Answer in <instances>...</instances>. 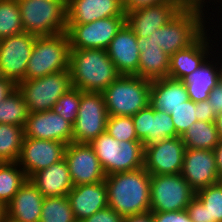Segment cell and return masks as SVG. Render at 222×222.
I'll list each match as a JSON object with an SVG mask.
<instances>
[{"label": "cell", "instance_id": "6da1fadb", "mask_svg": "<svg viewBox=\"0 0 222 222\" xmlns=\"http://www.w3.org/2000/svg\"><path fill=\"white\" fill-rule=\"evenodd\" d=\"M150 178L144 167L106 175L108 207L123 217L150 212Z\"/></svg>", "mask_w": 222, "mask_h": 222}, {"label": "cell", "instance_id": "7a4b0ae2", "mask_svg": "<svg viewBox=\"0 0 222 222\" xmlns=\"http://www.w3.org/2000/svg\"><path fill=\"white\" fill-rule=\"evenodd\" d=\"M72 86L84 92H103L119 76L106 49H70Z\"/></svg>", "mask_w": 222, "mask_h": 222}, {"label": "cell", "instance_id": "3957f363", "mask_svg": "<svg viewBox=\"0 0 222 222\" xmlns=\"http://www.w3.org/2000/svg\"><path fill=\"white\" fill-rule=\"evenodd\" d=\"M204 13L196 8H183L148 37L171 57L178 50L189 47L206 31Z\"/></svg>", "mask_w": 222, "mask_h": 222}, {"label": "cell", "instance_id": "277c9868", "mask_svg": "<svg viewBox=\"0 0 222 222\" xmlns=\"http://www.w3.org/2000/svg\"><path fill=\"white\" fill-rule=\"evenodd\" d=\"M151 80L120 75L102 93L108 116H134L150 101Z\"/></svg>", "mask_w": 222, "mask_h": 222}, {"label": "cell", "instance_id": "5b68a950", "mask_svg": "<svg viewBox=\"0 0 222 222\" xmlns=\"http://www.w3.org/2000/svg\"><path fill=\"white\" fill-rule=\"evenodd\" d=\"M90 145L105 175L134 171L144 167V146L141 141L119 142L105 131Z\"/></svg>", "mask_w": 222, "mask_h": 222}, {"label": "cell", "instance_id": "8992f818", "mask_svg": "<svg viewBox=\"0 0 222 222\" xmlns=\"http://www.w3.org/2000/svg\"><path fill=\"white\" fill-rule=\"evenodd\" d=\"M24 32L51 36L67 32L66 0H17Z\"/></svg>", "mask_w": 222, "mask_h": 222}, {"label": "cell", "instance_id": "52a82bcc", "mask_svg": "<svg viewBox=\"0 0 222 222\" xmlns=\"http://www.w3.org/2000/svg\"><path fill=\"white\" fill-rule=\"evenodd\" d=\"M70 42L66 32L37 36L25 74V80L44 77L69 69Z\"/></svg>", "mask_w": 222, "mask_h": 222}, {"label": "cell", "instance_id": "ba28073f", "mask_svg": "<svg viewBox=\"0 0 222 222\" xmlns=\"http://www.w3.org/2000/svg\"><path fill=\"white\" fill-rule=\"evenodd\" d=\"M72 87L69 70L22 80L17 84L30 113L51 110L57 100Z\"/></svg>", "mask_w": 222, "mask_h": 222}, {"label": "cell", "instance_id": "9c48e42d", "mask_svg": "<svg viewBox=\"0 0 222 222\" xmlns=\"http://www.w3.org/2000/svg\"><path fill=\"white\" fill-rule=\"evenodd\" d=\"M195 195L181 174L151 175L150 212L185 210Z\"/></svg>", "mask_w": 222, "mask_h": 222}, {"label": "cell", "instance_id": "30bf717a", "mask_svg": "<svg viewBox=\"0 0 222 222\" xmlns=\"http://www.w3.org/2000/svg\"><path fill=\"white\" fill-rule=\"evenodd\" d=\"M107 119L103 93L81 91V101L73 124V142L90 144L106 131Z\"/></svg>", "mask_w": 222, "mask_h": 222}, {"label": "cell", "instance_id": "8fae6325", "mask_svg": "<svg viewBox=\"0 0 222 222\" xmlns=\"http://www.w3.org/2000/svg\"><path fill=\"white\" fill-rule=\"evenodd\" d=\"M126 23V17H109L86 24H67L70 49H107Z\"/></svg>", "mask_w": 222, "mask_h": 222}, {"label": "cell", "instance_id": "7c38bea8", "mask_svg": "<svg viewBox=\"0 0 222 222\" xmlns=\"http://www.w3.org/2000/svg\"><path fill=\"white\" fill-rule=\"evenodd\" d=\"M36 35L23 32L0 39V70L4 78L16 85L25 80Z\"/></svg>", "mask_w": 222, "mask_h": 222}, {"label": "cell", "instance_id": "4fadbf2b", "mask_svg": "<svg viewBox=\"0 0 222 222\" xmlns=\"http://www.w3.org/2000/svg\"><path fill=\"white\" fill-rule=\"evenodd\" d=\"M186 146L181 137L163 139L144 146V168L151 175L180 174Z\"/></svg>", "mask_w": 222, "mask_h": 222}, {"label": "cell", "instance_id": "5bb4252c", "mask_svg": "<svg viewBox=\"0 0 222 222\" xmlns=\"http://www.w3.org/2000/svg\"><path fill=\"white\" fill-rule=\"evenodd\" d=\"M66 144L60 141L24 137L17 161L28 179L64 158Z\"/></svg>", "mask_w": 222, "mask_h": 222}, {"label": "cell", "instance_id": "9a60e30c", "mask_svg": "<svg viewBox=\"0 0 222 222\" xmlns=\"http://www.w3.org/2000/svg\"><path fill=\"white\" fill-rule=\"evenodd\" d=\"M64 158L74 186L105 180V173L90 144L72 142L66 145Z\"/></svg>", "mask_w": 222, "mask_h": 222}, {"label": "cell", "instance_id": "2e32d148", "mask_svg": "<svg viewBox=\"0 0 222 222\" xmlns=\"http://www.w3.org/2000/svg\"><path fill=\"white\" fill-rule=\"evenodd\" d=\"M183 7L179 0H168L159 4L141 7L126 12V24L137 37L153 34L155 30L163 27L176 16Z\"/></svg>", "mask_w": 222, "mask_h": 222}, {"label": "cell", "instance_id": "e0dca14e", "mask_svg": "<svg viewBox=\"0 0 222 222\" xmlns=\"http://www.w3.org/2000/svg\"><path fill=\"white\" fill-rule=\"evenodd\" d=\"M195 190L220 182L213 150L186 148L180 173Z\"/></svg>", "mask_w": 222, "mask_h": 222}, {"label": "cell", "instance_id": "ac0fdd59", "mask_svg": "<svg viewBox=\"0 0 222 222\" xmlns=\"http://www.w3.org/2000/svg\"><path fill=\"white\" fill-rule=\"evenodd\" d=\"M23 128L25 137L73 142V124L52 110L30 113Z\"/></svg>", "mask_w": 222, "mask_h": 222}, {"label": "cell", "instance_id": "d6986e66", "mask_svg": "<svg viewBox=\"0 0 222 222\" xmlns=\"http://www.w3.org/2000/svg\"><path fill=\"white\" fill-rule=\"evenodd\" d=\"M132 121L136 136L143 146L163 139L179 137L171 115L165 111L153 109L150 104L132 116Z\"/></svg>", "mask_w": 222, "mask_h": 222}, {"label": "cell", "instance_id": "ffe728a7", "mask_svg": "<svg viewBox=\"0 0 222 222\" xmlns=\"http://www.w3.org/2000/svg\"><path fill=\"white\" fill-rule=\"evenodd\" d=\"M67 24H86L109 17H126L123 0H66Z\"/></svg>", "mask_w": 222, "mask_h": 222}, {"label": "cell", "instance_id": "44dd1931", "mask_svg": "<svg viewBox=\"0 0 222 222\" xmlns=\"http://www.w3.org/2000/svg\"><path fill=\"white\" fill-rule=\"evenodd\" d=\"M106 50L120 75H137L140 50L136 34L126 23Z\"/></svg>", "mask_w": 222, "mask_h": 222}, {"label": "cell", "instance_id": "7402d4cb", "mask_svg": "<svg viewBox=\"0 0 222 222\" xmlns=\"http://www.w3.org/2000/svg\"><path fill=\"white\" fill-rule=\"evenodd\" d=\"M207 31L208 29L189 47L178 50L170 57L169 78L183 81L198 69L208 57L213 60L209 54L210 51L213 52L211 49L213 45L210 43V37H207L209 35Z\"/></svg>", "mask_w": 222, "mask_h": 222}, {"label": "cell", "instance_id": "603a6c76", "mask_svg": "<svg viewBox=\"0 0 222 222\" xmlns=\"http://www.w3.org/2000/svg\"><path fill=\"white\" fill-rule=\"evenodd\" d=\"M67 197L77 222L108 207L105 181L74 186Z\"/></svg>", "mask_w": 222, "mask_h": 222}, {"label": "cell", "instance_id": "cb8c5ba5", "mask_svg": "<svg viewBox=\"0 0 222 222\" xmlns=\"http://www.w3.org/2000/svg\"><path fill=\"white\" fill-rule=\"evenodd\" d=\"M44 197L30 179L6 206L7 217L17 222H39Z\"/></svg>", "mask_w": 222, "mask_h": 222}, {"label": "cell", "instance_id": "d4e9b609", "mask_svg": "<svg viewBox=\"0 0 222 222\" xmlns=\"http://www.w3.org/2000/svg\"><path fill=\"white\" fill-rule=\"evenodd\" d=\"M186 211L193 222H222V183L196 191Z\"/></svg>", "mask_w": 222, "mask_h": 222}, {"label": "cell", "instance_id": "484cf974", "mask_svg": "<svg viewBox=\"0 0 222 222\" xmlns=\"http://www.w3.org/2000/svg\"><path fill=\"white\" fill-rule=\"evenodd\" d=\"M30 180L43 197L67 196L74 187L65 158L46 169L36 172Z\"/></svg>", "mask_w": 222, "mask_h": 222}, {"label": "cell", "instance_id": "4316f807", "mask_svg": "<svg viewBox=\"0 0 222 222\" xmlns=\"http://www.w3.org/2000/svg\"><path fill=\"white\" fill-rule=\"evenodd\" d=\"M187 100L189 95L182 80L169 77L151 80L149 104L153 109L170 114Z\"/></svg>", "mask_w": 222, "mask_h": 222}, {"label": "cell", "instance_id": "83f0119b", "mask_svg": "<svg viewBox=\"0 0 222 222\" xmlns=\"http://www.w3.org/2000/svg\"><path fill=\"white\" fill-rule=\"evenodd\" d=\"M140 50L138 73L136 76L149 80L168 77L170 56L149 38L137 37Z\"/></svg>", "mask_w": 222, "mask_h": 222}, {"label": "cell", "instance_id": "f1b7e54d", "mask_svg": "<svg viewBox=\"0 0 222 222\" xmlns=\"http://www.w3.org/2000/svg\"><path fill=\"white\" fill-rule=\"evenodd\" d=\"M208 59L183 80L189 99L194 103L207 100L211 90L220 82L219 61L215 63L214 60L210 62Z\"/></svg>", "mask_w": 222, "mask_h": 222}, {"label": "cell", "instance_id": "f546056e", "mask_svg": "<svg viewBox=\"0 0 222 222\" xmlns=\"http://www.w3.org/2000/svg\"><path fill=\"white\" fill-rule=\"evenodd\" d=\"M186 148L213 150L220 137L215 122L196 121L181 137Z\"/></svg>", "mask_w": 222, "mask_h": 222}, {"label": "cell", "instance_id": "4dcf8cb0", "mask_svg": "<svg viewBox=\"0 0 222 222\" xmlns=\"http://www.w3.org/2000/svg\"><path fill=\"white\" fill-rule=\"evenodd\" d=\"M27 179L17 162H0V202L7 206Z\"/></svg>", "mask_w": 222, "mask_h": 222}, {"label": "cell", "instance_id": "1f68e13d", "mask_svg": "<svg viewBox=\"0 0 222 222\" xmlns=\"http://www.w3.org/2000/svg\"><path fill=\"white\" fill-rule=\"evenodd\" d=\"M24 128L0 123V162H17L24 140Z\"/></svg>", "mask_w": 222, "mask_h": 222}, {"label": "cell", "instance_id": "d6a6232c", "mask_svg": "<svg viewBox=\"0 0 222 222\" xmlns=\"http://www.w3.org/2000/svg\"><path fill=\"white\" fill-rule=\"evenodd\" d=\"M29 114L24 97L17 88L0 102V123L24 127Z\"/></svg>", "mask_w": 222, "mask_h": 222}, {"label": "cell", "instance_id": "836d02e7", "mask_svg": "<svg viewBox=\"0 0 222 222\" xmlns=\"http://www.w3.org/2000/svg\"><path fill=\"white\" fill-rule=\"evenodd\" d=\"M39 222H77L68 197H44Z\"/></svg>", "mask_w": 222, "mask_h": 222}, {"label": "cell", "instance_id": "e575fe53", "mask_svg": "<svg viewBox=\"0 0 222 222\" xmlns=\"http://www.w3.org/2000/svg\"><path fill=\"white\" fill-rule=\"evenodd\" d=\"M24 32L17 0H0V39Z\"/></svg>", "mask_w": 222, "mask_h": 222}, {"label": "cell", "instance_id": "d590c367", "mask_svg": "<svg viewBox=\"0 0 222 222\" xmlns=\"http://www.w3.org/2000/svg\"><path fill=\"white\" fill-rule=\"evenodd\" d=\"M80 101L81 90L72 87L57 100L51 110L74 124L77 117Z\"/></svg>", "mask_w": 222, "mask_h": 222}, {"label": "cell", "instance_id": "8d00e7d4", "mask_svg": "<svg viewBox=\"0 0 222 222\" xmlns=\"http://www.w3.org/2000/svg\"><path fill=\"white\" fill-rule=\"evenodd\" d=\"M106 131L119 142L139 141L131 116H108Z\"/></svg>", "mask_w": 222, "mask_h": 222}, {"label": "cell", "instance_id": "74e56055", "mask_svg": "<svg viewBox=\"0 0 222 222\" xmlns=\"http://www.w3.org/2000/svg\"><path fill=\"white\" fill-rule=\"evenodd\" d=\"M170 115L177 135L182 137L188 128L197 121V104L189 99L172 110Z\"/></svg>", "mask_w": 222, "mask_h": 222}, {"label": "cell", "instance_id": "f35d334b", "mask_svg": "<svg viewBox=\"0 0 222 222\" xmlns=\"http://www.w3.org/2000/svg\"><path fill=\"white\" fill-rule=\"evenodd\" d=\"M152 222H193L186 209L170 212H151Z\"/></svg>", "mask_w": 222, "mask_h": 222}, {"label": "cell", "instance_id": "ab89813d", "mask_svg": "<svg viewBox=\"0 0 222 222\" xmlns=\"http://www.w3.org/2000/svg\"><path fill=\"white\" fill-rule=\"evenodd\" d=\"M123 219L124 217L119 215L115 210L106 207L79 222H123Z\"/></svg>", "mask_w": 222, "mask_h": 222}, {"label": "cell", "instance_id": "60d3db41", "mask_svg": "<svg viewBox=\"0 0 222 222\" xmlns=\"http://www.w3.org/2000/svg\"><path fill=\"white\" fill-rule=\"evenodd\" d=\"M197 121L215 122L216 113L208 99L197 102Z\"/></svg>", "mask_w": 222, "mask_h": 222}, {"label": "cell", "instance_id": "b9f144b4", "mask_svg": "<svg viewBox=\"0 0 222 222\" xmlns=\"http://www.w3.org/2000/svg\"><path fill=\"white\" fill-rule=\"evenodd\" d=\"M209 104L213 107L216 114L222 113V82L211 90L208 98Z\"/></svg>", "mask_w": 222, "mask_h": 222}, {"label": "cell", "instance_id": "7bdbcfd3", "mask_svg": "<svg viewBox=\"0 0 222 222\" xmlns=\"http://www.w3.org/2000/svg\"><path fill=\"white\" fill-rule=\"evenodd\" d=\"M168 0H123V6L125 13L139 9L141 7H146L149 5H155Z\"/></svg>", "mask_w": 222, "mask_h": 222}, {"label": "cell", "instance_id": "ee69618b", "mask_svg": "<svg viewBox=\"0 0 222 222\" xmlns=\"http://www.w3.org/2000/svg\"><path fill=\"white\" fill-rule=\"evenodd\" d=\"M17 88V85L8 78L0 80V102L4 101L8 95Z\"/></svg>", "mask_w": 222, "mask_h": 222}, {"label": "cell", "instance_id": "f6af8a7d", "mask_svg": "<svg viewBox=\"0 0 222 222\" xmlns=\"http://www.w3.org/2000/svg\"><path fill=\"white\" fill-rule=\"evenodd\" d=\"M179 2L183 8H196L202 11H206L203 8L205 7V4H206L205 0H179ZM216 2H220V0L219 1L217 0Z\"/></svg>", "mask_w": 222, "mask_h": 222}, {"label": "cell", "instance_id": "bcb514c9", "mask_svg": "<svg viewBox=\"0 0 222 222\" xmlns=\"http://www.w3.org/2000/svg\"><path fill=\"white\" fill-rule=\"evenodd\" d=\"M123 222H152V213L148 212L140 215L126 216Z\"/></svg>", "mask_w": 222, "mask_h": 222}, {"label": "cell", "instance_id": "7dc6e473", "mask_svg": "<svg viewBox=\"0 0 222 222\" xmlns=\"http://www.w3.org/2000/svg\"><path fill=\"white\" fill-rule=\"evenodd\" d=\"M216 159V166L219 172V177H222V139H220L219 143L213 149Z\"/></svg>", "mask_w": 222, "mask_h": 222}, {"label": "cell", "instance_id": "c3c4849f", "mask_svg": "<svg viewBox=\"0 0 222 222\" xmlns=\"http://www.w3.org/2000/svg\"><path fill=\"white\" fill-rule=\"evenodd\" d=\"M215 125L218 130L219 137L222 139V113L216 114Z\"/></svg>", "mask_w": 222, "mask_h": 222}, {"label": "cell", "instance_id": "681fc988", "mask_svg": "<svg viewBox=\"0 0 222 222\" xmlns=\"http://www.w3.org/2000/svg\"><path fill=\"white\" fill-rule=\"evenodd\" d=\"M7 216L6 206L0 202V222H4Z\"/></svg>", "mask_w": 222, "mask_h": 222}, {"label": "cell", "instance_id": "f907efd6", "mask_svg": "<svg viewBox=\"0 0 222 222\" xmlns=\"http://www.w3.org/2000/svg\"><path fill=\"white\" fill-rule=\"evenodd\" d=\"M4 222H17V221H15V220H13V219H11V218H8V217L6 216Z\"/></svg>", "mask_w": 222, "mask_h": 222}, {"label": "cell", "instance_id": "816d5d0a", "mask_svg": "<svg viewBox=\"0 0 222 222\" xmlns=\"http://www.w3.org/2000/svg\"><path fill=\"white\" fill-rule=\"evenodd\" d=\"M222 60V59H221ZM220 80L222 82V61H221V64H220Z\"/></svg>", "mask_w": 222, "mask_h": 222}, {"label": "cell", "instance_id": "f5cc1de1", "mask_svg": "<svg viewBox=\"0 0 222 222\" xmlns=\"http://www.w3.org/2000/svg\"><path fill=\"white\" fill-rule=\"evenodd\" d=\"M3 78L2 74H1V70H0V80Z\"/></svg>", "mask_w": 222, "mask_h": 222}]
</instances>
